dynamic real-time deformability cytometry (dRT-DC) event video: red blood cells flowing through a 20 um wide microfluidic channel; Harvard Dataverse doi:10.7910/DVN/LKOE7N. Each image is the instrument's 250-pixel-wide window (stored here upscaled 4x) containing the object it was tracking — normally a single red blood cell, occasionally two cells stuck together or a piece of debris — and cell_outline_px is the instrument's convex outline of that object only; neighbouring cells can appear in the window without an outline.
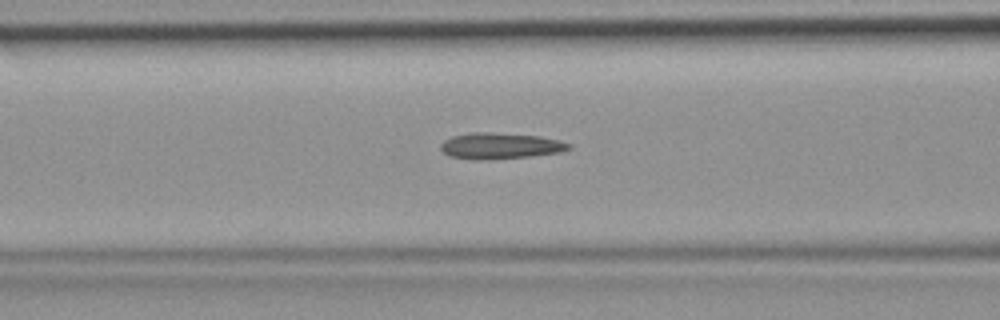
{"species": "common noctule bat (a hibernating species)", "species_latin": "Nyctalus noctula", "temperature_condition": "room temperature", "stored_images_in_passage": 48, "camera_frame_rate_fps": 3000, "um_per_image_px": 0.085, "animal": {"sex": "female", "body_mass_g": 19.9}, "frame": {"image": 1, "passage_image": 19, "time_ms": 6.0, "image_size_px": [1000, 320], "cell_outline_px": [[572, 148], [560, 152], [528, 156], [476, 160], [448, 156], [440, 148], [440, 144], [444, 140], [452, 136], [472, 132], [492, 132], [540, 136], [560, 140], [572, 144]], "centroid_in_image_um": [42.51, 12.38], "position_along_channel_um": 124.1, "area_um2": 19.48}}
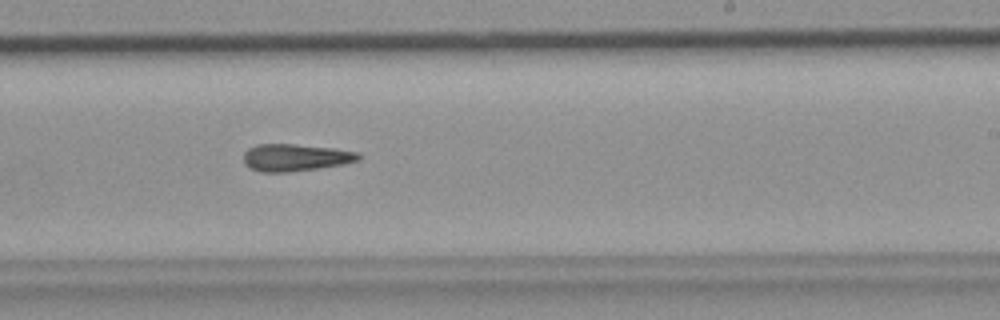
{"frame": {"image": 2, "passage_image": 29, "time_ms": 9.333, "image_size_px": [1000, 320], "cell_outline_px": [[360, 160], [340, 164], [316, 168], [288, 172], [260, 172], [244, 164], [244, 152], [248, 148], [256, 144], [292, 144], [336, 148], [360, 152]], "centroid_in_image_um": [25.1, 13.37], "position_along_channel_um": 263.9, "area_um2": 18.15}}
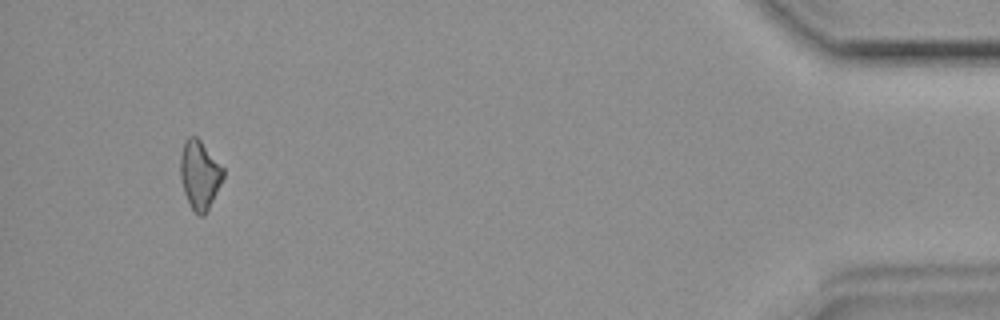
{"frame": {"image": 3, "passage_image": 45, "time_ms": 14.667, "image_size_px": [1000, 320], "cell_outline_px": [[224, 176], [204, 216], [200, 216], [192, 208], [184, 192], [180, 176], [180, 156], [184, 140], [188, 136], [196, 136], [200, 140], [224, 168]], "centroid_in_image_um": [16.95, 14.81], "position_along_channel_um": 418.2, "area_um2": 16.88}}